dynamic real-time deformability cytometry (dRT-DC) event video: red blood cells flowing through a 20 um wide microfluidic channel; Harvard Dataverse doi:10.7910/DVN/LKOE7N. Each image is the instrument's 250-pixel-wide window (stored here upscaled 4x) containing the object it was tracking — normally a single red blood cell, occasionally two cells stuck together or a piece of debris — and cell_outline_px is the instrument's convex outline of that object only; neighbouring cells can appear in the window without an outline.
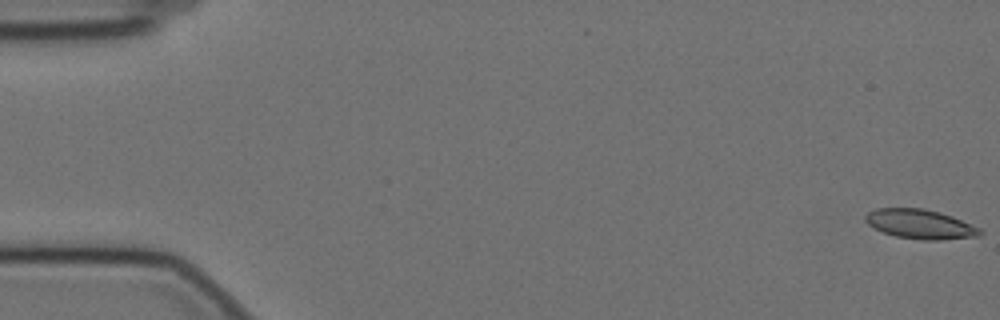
{"species": "Egyptian fruit bat (a non-hibernating species)", "species_latin": "Rousettus aegyptiacus", "temperature_condition": "cold", "stored_images_in_passage": 59, "camera_frame_rate_fps": 3000, "um_per_image_px": 0.085, "animal": {"sex": "female"}, "frame": {"image": 1, "passage_image": 1, "time_ms": 0.0, "image_size_px": [1000, 320], "cell_outline_px": [[984, 232], [980, 236], [940, 240], [924, 240], [896, 236], [884, 232], [868, 224], [864, 220], [864, 216], [868, 212], [876, 208], [924, 208], [940, 212], [952, 216], [980, 228]], "centroid_in_image_um": [78.23, 19.04], "position_along_channel_um": 6.8, "area_um2": 19.65}}
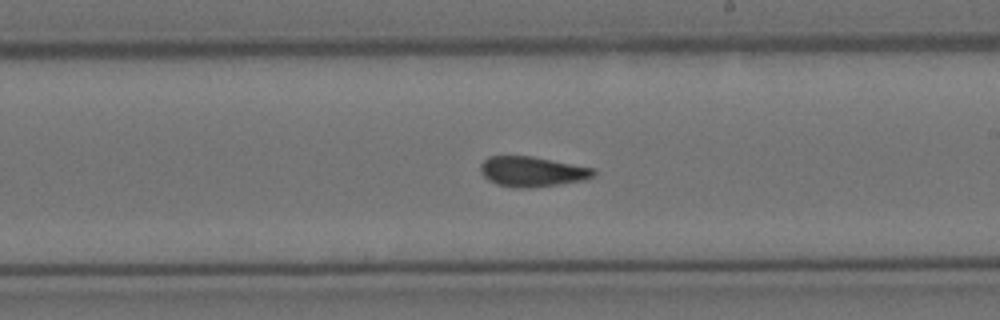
{"frame": {"image": 2, "passage_image": 34, "time_ms": 11.0, "image_size_px": [1000, 320], "cell_outline_px": [[596, 176], [584, 180], [528, 188], [516, 188], [496, 184], [488, 180], [480, 172], [480, 164], [488, 156], [532, 156], [596, 168]], "centroid_in_image_um": [45.24, 14.58], "position_along_channel_um": 243.8, "area_um2": 20.0}}
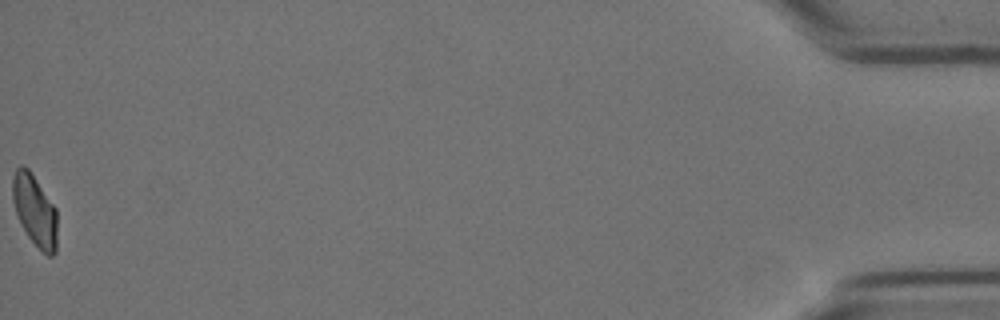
{"frame": {"image": 3, "passage_image": 59, "time_ms": 19.333, "image_size_px": [1000, 320], "cell_outline_px": [[56, 252], [52, 256], [48, 256], [28, 236], [20, 224], [12, 200], [12, 176], [16, 168], [20, 164], [28, 168], [56, 208]], "centroid_in_image_um": [2.93, 17.85], "position_along_channel_um": 432.3, "area_um2": 18.44}, "authors_computed_cell_mechanics": {"area_um2": 19.8832, "velocity_mm_per_s": 3.4753, "shape_relaxation_time_tau1_ms": null, "shape_relaxation_time_tau2_ms": 3.0979, "deformation_change_tau1": null, "deformation_change_tau2": 0.0648}}